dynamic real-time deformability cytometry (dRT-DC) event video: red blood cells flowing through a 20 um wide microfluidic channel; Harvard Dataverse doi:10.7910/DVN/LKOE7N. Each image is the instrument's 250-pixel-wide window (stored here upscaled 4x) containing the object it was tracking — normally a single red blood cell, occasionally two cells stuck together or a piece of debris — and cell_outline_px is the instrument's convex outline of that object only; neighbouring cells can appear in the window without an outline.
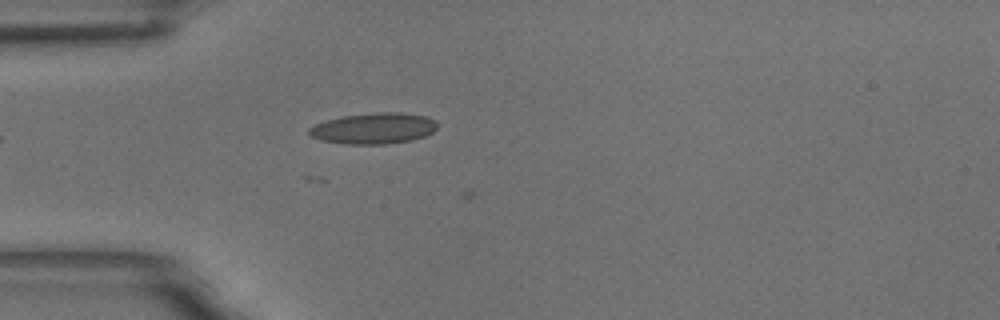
{"species": "common noctule bat (a hibernating species)", "species_latin": "Nyctalus noctula", "temperature_condition": "room temperature", "stored_images_in_passage": 2, "camera_frame_rate_fps": 3000, "um_per_image_px": 0.085, "animal": {"sex": "male", "body_mass_g": 18.8}, "frame": {"image": 1, "passage_image": 1, "time_ms": 0.0, "image_size_px": [1000, 320], "cell_outline_px": [[436, 128], [432, 132], [424, 136], [412, 140], [388, 144], [344, 144], [320, 140], [308, 136], [308, 128], [316, 124], [328, 120], [344, 116], [376, 112], [400, 112], [424, 116], [436, 120]], "centroid_in_image_um": [31.74, 10.92], "position_along_channel_um": 53.3, "area_um2": 23.18}}